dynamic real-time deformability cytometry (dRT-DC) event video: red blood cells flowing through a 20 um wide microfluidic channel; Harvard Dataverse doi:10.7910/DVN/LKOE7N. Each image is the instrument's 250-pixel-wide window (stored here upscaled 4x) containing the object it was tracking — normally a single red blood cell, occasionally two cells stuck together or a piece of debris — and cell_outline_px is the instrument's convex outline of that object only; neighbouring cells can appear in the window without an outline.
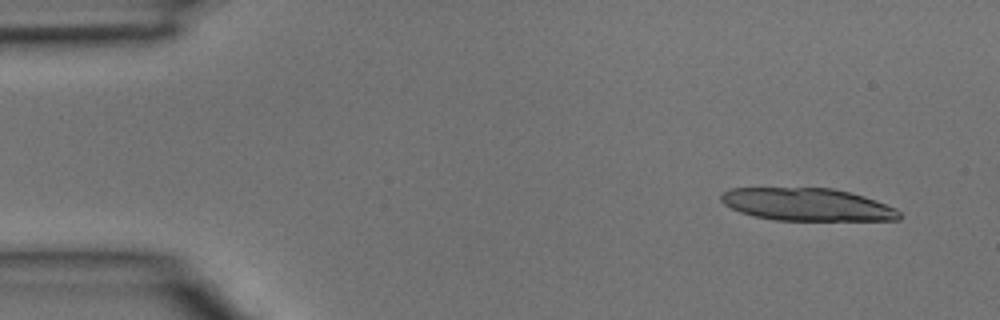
{"species": "common noctule bat (a hibernating species)", "species_latin": "Nyctalus noctula", "temperature_condition": "room temperature", "stored_images_in_passage": 3, "camera_frame_rate_fps": 3000, "um_per_image_px": 0.085, "animal": {"sex": "male", "body_mass_g": 15.6}, "frame": {"image": 1, "passage_image": 3, "time_ms": 0.667, "image_size_px": [1000, 320], "cell_outline_px": [[900, 220], [776, 220], [756, 216], [740, 212], [724, 204], [720, 200], [720, 192], [732, 188], [832, 188], [864, 196], [876, 200], [896, 208], [900, 212]], "centroid_in_image_um": [68.6, 17.38], "position_along_channel_um": 16.4, "area_um2": 33.81}}